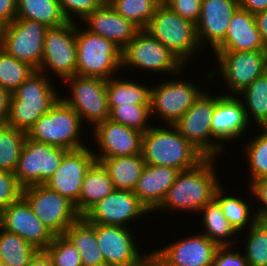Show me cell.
I'll return each mask as SVG.
<instances>
[{
  "label": "cell",
  "instance_id": "obj_39",
  "mask_svg": "<svg viewBox=\"0 0 267 266\" xmlns=\"http://www.w3.org/2000/svg\"><path fill=\"white\" fill-rule=\"evenodd\" d=\"M36 70L0 49V85L11 94Z\"/></svg>",
  "mask_w": 267,
  "mask_h": 266
},
{
  "label": "cell",
  "instance_id": "obj_25",
  "mask_svg": "<svg viewBox=\"0 0 267 266\" xmlns=\"http://www.w3.org/2000/svg\"><path fill=\"white\" fill-rule=\"evenodd\" d=\"M179 172L168 166L146 164L133 192L151 214L160 206Z\"/></svg>",
  "mask_w": 267,
  "mask_h": 266
},
{
  "label": "cell",
  "instance_id": "obj_12",
  "mask_svg": "<svg viewBox=\"0 0 267 266\" xmlns=\"http://www.w3.org/2000/svg\"><path fill=\"white\" fill-rule=\"evenodd\" d=\"M44 51L39 72L54 75L53 82H62L76 75V22L48 28L44 37ZM51 72V73H50ZM50 73V74H49ZM60 78V79H59Z\"/></svg>",
  "mask_w": 267,
  "mask_h": 266
},
{
  "label": "cell",
  "instance_id": "obj_21",
  "mask_svg": "<svg viewBox=\"0 0 267 266\" xmlns=\"http://www.w3.org/2000/svg\"><path fill=\"white\" fill-rule=\"evenodd\" d=\"M133 231L130 227L96 224V240L106 266H130L143 255Z\"/></svg>",
  "mask_w": 267,
  "mask_h": 266
},
{
  "label": "cell",
  "instance_id": "obj_14",
  "mask_svg": "<svg viewBox=\"0 0 267 266\" xmlns=\"http://www.w3.org/2000/svg\"><path fill=\"white\" fill-rule=\"evenodd\" d=\"M69 151L26 137L14 175L22 188L45 184Z\"/></svg>",
  "mask_w": 267,
  "mask_h": 266
},
{
  "label": "cell",
  "instance_id": "obj_52",
  "mask_svg": "<svg viewBox=\"0 0 267 266\" xmlns=\"http://www.w3.org/2000/svg\"><path fill=\"white\" fill-rule=\"evenodd\" d=\"M239 8L256 14L267 9V0H239Z\"/></svg>",
  "mask_w": 267,
  "mask_h": 266
},
{
  "label": "cell",
  "instance_id": "obj_28",
  "mask_svg": "<svg viewBox=\"0 0 267 266\" xmlns=\"http://www.w3.org/2000/svg\"><path fill=\"white\" fill-rule=\"evenodd\" d=\"M114 190L107 170L100 162L95 161L84 176L77 201V212L83 217L94 205Z\"/></svg>",
  "mask_w": 267,
  "mask_h": 266
},
{
  "label": "cell",
  "instance_id": "obj_8",
  "mask_svg": "<svg viewBox=\"0 0 267 266\" xmlns=\"http://www.w3.org/2000/svg\"><path fill=\"white\" fill-rule=\"evenodd\" d=\"M185 70L171 77L156 81L150 87V109L156 124L174 125L205 91L199 83L182 79ZM181 79H180V77ZM171 78V79H170ZM154 116V118H153ZM162 122V123H160Z\"/></svg>",
  "mask_w": 267,
  "mask_h": 266
},
{
  "label": "cell",
  "instance_id": "obj_11",
  "mask_svg": "<svg viewBox=\"0 0 267 266\" xmlns=\"http://www.w3.org/2000/svg\"><path fill=\"white\" fill-rule=\"evenodd\" d=\"M220 93L222 94L216 92L214 94L216 95L215 108L211 122L212 158L223 156L226 149L225 144L231 145V143L237 142V139L240 141V137L242 139L244 135L253 132L251 130L253 125L247 120L242 100L238 96L224 95L223 91Z\"/></svg>",
  "mask_w": 267,
  "mask_h": 266
},
{
  "label": "cell",
  "instance_id": "obj_7",
  "mask_svg": "<svg viewBox=\"0 0 267 266\" xmlns=\"http://www.w3.org/2000/svg\"><path fill=\"white\" fill-rule=\"evenodd\" d=\"M126 67H129L130 71L143 70L145 75L152 72L151 76L156 73L157 76L160 74L159 77L164 74L166 77H172L186 66L149 32L140 29L121 52V71H124V74L128 71Z\"/></svg>",
  "mask_w": 267,
  "mask_h": 266
},
{
  "label": "cell",
  "instance_id": "obj_49",
  "mask_svg": "<svg viewBox=\"0 0 267 266\" xmlns=\"http://www.w3.org/2000/svg\"><path fill=\"white\" fill-rule=\"evenodd\" d=\"M17 0H0V21L5 25L16 19Z\"/></svg>",
  "mask_w": 267,
  "mask_h": 266
},
{
  "label": "cell",
  "instance_id": "obj_53",
  "mask_svg": "<svg viewBox=\"0 0 267 266\" xmlns=\"http://www.w3.org/2000/svg\"><path fill=\"white\" fill-rule=\"evenodd\" d=\"M254 16L262 41L267 47V9L254 14Z\"/></svg>",
  "mask_w": 267,
  "mask_h": 266
},
{
  "label": "cell",
  "instance_id": "obj_18",
  "mask_svg": "<svg viewBox=\"0 0 267 266\" xmlns=\"http://www.w3.org/2000/svg\"><path fill=\"white\" fill-rule=\"evenodd\" d=\"M90 132L92 134L89 133L88 137L92 135L95 146L92 150L97 162L105 158L141 154L143 133L138 130L107 119Z\"/></svg>",
  "mask_w": 267,
  "mask_h": 266
},
{
  "label": "cell",
  "instance_id": "obj_30",
  "mask_svg": "<svg viewBox=\"0 0 267 266\" xmlns=\"http://www.w3.org/2000/svg\"><path fill=\"white\" fill-rule=\"evenodd\" d=\"M202 229L200 233L208 237L218 247L234 246L238 243L237 240L242 238L238 237V233L229 224L228 220L224 217L219 203L213 199L207 203L200 211ZM237 236V237H236ZM233 237V238H232ZM237 239V240H236Z\"/></svg>",
  "mask_w": 267,
  "mask_h": 266
},
{
  "label": "cell",
  "instance_id": "obj_40",
  "mask_svg": "<svg viewBox=\"0 0 267 266\" xmlns=\"http://www.w3.org/2000/svg\"><path fill=\"white\" fill-rule=\"evenodd\" d=\"M109 119L113 122L125 125L142 133L147 131L152 126L150 105L121 104L115 106L110 111Z\"/></svg>",
  "mask_w": 267,
  "mask_h": 266
},
{
  "label": "cell",
  "instance_id": "obj_32",
  "mask_svg": "<svg viewBox=\"0 0 267 266\" xmlns=\"http://www.w3.org/2000/svg\"><path fill=\"white\" fill-rule=\"evenodd\" d=\"M16 19L38 21L48 28L68 22L57 0H17Z\"/></svg>",
  "mask_w": 267,
  "mask_h": 266
},
{
  "label": "cell",
  "instance_id": "obj_38",
  "mask_svg": "<svg viewBox=\"0 0 267 266\" xmlns=\"http://www.w3.org/2000/svg\"><path fill=\"white\" fill-rule=\"evenodd\" d=\"M107 3L119 15L132 21L140 29L148 26L159 6L155 0H109Z\"/></svg>",
  "mask_w": 267,
  "mask_h": 266
},
{
  "label": "cell",
  "instance_id": "obj_33",
  "mask_svg": "<svg viewBox=\"0 0 267 266\" xmlns=\"http://www.w3.org/2000/svg\"><path fill=\"white\" fill-rule=\"evenodd\" d=\"M238 97L243 102L249 123L253 122V127L257 125L256 129L267 127V81L265 77L262 75L255 79Z\"/></svg>",
  "mask_w": 267,
  "mask_h": 266
},
{
  "label": "cell",
  "instance_id": "obj_23",
  "mask_svg": "<svg viewBox=\"0 0 267 266\" xmlns=\"http://www.w3.org/2000/svg\"><path fill=\"white\" fill-rule=\"evenodd\" d=\"M238 8L239 0H202L196 35L203 51L206 47L213 51L225 39L232 15Z\"/></svg>",
  "mask_w": 267,
  "mask_h": 266
},
{
  "label": "cell",
  "instance_id": "obj_20",
  "mask_svg": "<svg viewBox=\"0 0 267 266\" xmlns=\"http://www.w3.org/2000/svg\"><path fill=\"white\" fill-rule=\"evenodd\" d=\"M92 147L69 151L62 159L59 168L44 184L75 205L81 192L86 171L96 161Z\"/></svg>",
  "mask_w": 267,
  "mask_h": 266
},
{
  "label": "cell",
  "instance_id": "obj_17",
  "mask_svg": "<svg viewBox=\"0 0 267 266\" xmlns=\"http://www.w3.org/2000/svg\"><path fill=\"white\" fill-rule=\"evenodd\" d=\"M205 90L173 125L178 132L206 158H212V113L215 96Z\"/></svg>",
  "mask_w": 267,
  "mask_h": 266
},
{
  "label": "cell",
  "instance_id": "obj_42",
  "mask_svg": "<svg viewBox=\"0 0 267 266\" xmlns=\"http://www.w3.org/2000/svg\"><path fill=\"white\" fill-rule=\"evenodd\" d=\"M76 250L97 249L96 224L80 217L63 234Z\"/></svg>",
  "mask_w": 267,
  "mask_h": 266
},
{
  "label": "cell",
  "instance_id": "obj_13",
  "mask_svg": "<svg viewBox=\"0 0 267 266\" xmlns=\"http://www.w3.org/2000/svg\"><path fill=\"white\" fill-rule=\"evenodd\" d=\"M22 196L54 236L63 235L81 217L72 202L44 184L23 188Z\"/></svg>",
  "mask_w": 267,
  "mask_h": 266
},
{
  "label": "cell",
  "instance_id": "obj_1",
  "mask_svg": "<svg viewBox=\"0 0 267 266\" xmlns=\"http://www.w3.org/2000/svg\"><path fill=\"white\" fill-rule=\"evenodd\" d=\"M217 160L219 159L205 158L197 166L180 171L164 200L152 214L167 213L164 211L168 210L172 214L183 211L198 215L214 199L216 190L223 184L218 176Z\"/></svg>",
  "mask_w": 267,
  "mask_h": 266
},
{
  "label": "cell",
  "instance_id": "obj_29",
  "mask_svg": "<svg viewBox=\"0 0 267 266\" xmlns=\"http://www.w3.org/2000/svg\"><path fill=\"white\" fill-rule=\"evenodd\" d=\"M112 77L106 80L108 107L111 111L118 105H150V87L143 80Z\"/></svg>",
  "mask_w": 267,
  "mask_h": 266
},
{
  "label": "cell",
  "instance_id": "obj_59",
  "mask_svg": "<svg viewBox=\"0 0 267 266\" xmlns=\"http://www.w3.org/2000/svg\"><path fill=\"white\" fill-rule=\"evenodd\" d=\"M109 0H102L103 3H107Z\"/></svg>",
  "mask_w": 267,
  "mask_h": 266
},
{
  "label": "cell",
  "instance_id": "obj_10",
  "mask_svg": "<svg viewBox=\"0 0 267 266\" xmlns=\"http://www.w3.org/2000/svg\"><path fill=\"white\" fill-rule=\"evenodd\" d=\"M63 82L69 87L70 94L65 96L64 91L60 94V99L79 114L83 124L86 123L92 130L98 123L109 119L106 79L74 75L63 80L62 84Z\"/></svg>",
  "mask_w": 267,
  "mask_h": 266
},
{
  "label": "cell",
  "instance_id": "obj_37",
  "mask_svg": "<svg viewBox=\"0 0 267 266\" xmlns=\"http://www.w3.org/2000/svg\"><path fill=\"white\" fill-rule=\"evenodd\" d=\"M248 234H246V233ZM242 251L249 266H267V220L258 219L245 230ZM247 236V237H246Z\"/></svg>",
  "mask_w": 267,
  "mask_h": 266
},
{
  "label": "cell",
  "instance_id": "obj_31",
  "mask_svg": "<svg viewBox=\"0 0 267 266\" xmlns=\"http://www.w3.org/2000/svg\"><path fill=\"white\" fill-rule=\"evenodd\" d=\"M107 170L115 189L133 191L146 162L142 154L105 158L100 161Z\"/></svg>",
  "mask_w": 267,
  "mask_h": 266
},
{
  "label": "cell",
  "instance_id": "obj_46",
  "mask_svg": "<svg viewBox=\"0 0 267 266\" xmlns=\"http://www.w3.org/2000/svg\"><path fill=\"white\" fill-rule=\"evenodd\" d=\"M237 246H223L216 249L213 266H249L244 253Z\"/></svg>",
  "mask_w": 267,
  "mask_h": 266
},
{
  "label": "cell",
  "instance_id": "obj_45",
  "mask_svg": "<svg viewBox=\"0 0 267 266\" xmlns=\"http://www.w3.org/2000/svg\"><path fill=\"white\" fill-rule=\"evenodd\" d=\"M248 190L250 196L252 195L255 200H251V202L256 201L253 206L254 207L256 216L258 219L267 220V178H261L258 180H254L251 182L247 181Z\"/></svg>",
  "mask_w": 267,
  "mask_h": 266
},
{
  "label": "cell",
  "instance_id": "obj_3",
  "mask_svg": "<svg viewBox=\"0 0 267 266\" xmlns=\"http://www.w3.org/2000/svg\"><path fill=\"white\" fill-rule=\"evenodd\" d=\"M52 78L35 71L12 93L7 125L27 133L56 104L61 93Z\"/></svg>",
  "mask_w": 267,
  "mask_h": 266
},
{
  "label": "cell",
  "instance_id": "obj_58",
  "mask_svg": "<svg viewBox=\"0 0 267 266\" xmlns=\"http://www.w3.org/2000/svg\"><path fill=\"white\" fill-rule=\"evenodd\" d=\"M0 266H7V265H6V264H4V263H1V262H0Z\"/></svg>",
  "mask_w": 267,
  "mask_h": 266
},
{
  "label": "cell",
  "instance_id": "obj_56",
  "mask_svg": "<svg viewBox=\"0 0 267 266\" xmlns=\"http://www.w3.org/2000/svg\"><path fill=\"white\" fill-rule=\"evenodd\" d=\"M159 5H166L170 0H155Z\"/></svg>",
  "mask_w": 267,
  "mask_h": 266
},
{
  "label": "cell",
  "instance_id": "obj_2",
  "mask_svg": "<svg viewBox=\"0 0 267 266\" xmlns=\"http://www.w3.org/2000/svg\"><path fill=\"white\" fill-rule=\"evenodd\" d=\"M141 154L147 165L168 166L179 171L191 169L206 158L173 125H152L145 131Z\"/></svg>",
  "mask_w": 267,
  "mask_h": 266
},
{
  "label": "cell",
  "instance_id": "obj_35",
  "mask_svg": "<svg viewBox=\"0 0 267 266\" xmlns=\"http://www.w3.org/2000/svg\"><path fill=\"white\" fill-rule=\"evenodd\" d=\"M251 138L243 146L244 155L247 160L246 168L249 170V181L267 178V127H259ZM261 132V133H260Z\"/></svg>",
  "mask_w": 267,
  "mask_h": 266
},
{
  "label": "cell",
  "instance_id": "obj_16",
  "mask_svg": "<svg viewBox=\"0 0 267 266\" xmlns=\"http://www.w3.org/2000/svg\"><path fill=\"white\" fill-rule=\"evenodd\" d=\"M146 214L150 212L133 191L115 189L83 217L90 223L131 228L132 223Z\"/></svg>",
  "mask_w": 267,
  "mask_h": 266
},
{
  "label": "cell",
  "instance_id": "obj_54",
  "mask_svg": "<svg viewBox=\"0 0 267 266\" xmlns=\"http://www.w3.org/2000/svg\"><path fill=\"white\" fill-rule=\"evenodd\" d=\"M27 266H53V263L45 250H39Z\"/></svg>",
  "mask_w": 267,
  "mask_h": 266
},
{
  "label": "cell",
  "instance_id": "obj_44",
  "mask_svg": "<svg viewBox=\"0 0 267 266\" xmlns=\"http://www.w3.org/2000/svg\"><path fill=\"white\" fill-rule=\"evenodd\" d=\"M22 189L14 173L0 171V212L22 196Z\"/></svg>",
  "mask_w": 267,
  "mask_h": 266
},
{
  "label": "cell",
  "instance_id": "obj_51",
  "mask_svg": "<svg viewBox=\"0 0 267 266\" xmlns=\"http://www.w3.org/2000/svg\"><path fill=\"white\" fill-rule=\"evenodd\" d=\"M130 266H166L162 257L155 251H146L135 263Z\"/></svg>",
  "mask_w": 267,
  "mask_h": 266
},
{
  "label": "cell",
  "instance_id": "obj_57",
  "mask_svg": "<svg viewBox=\"0 0 267 266\" xmlns=\"http://www.w3.org/2000/svg\"><path fill=\"white\" fill-rule=\"evenodd\" d=\"M263 76L265 77L266 81H267V63L263 72Z\"/></svg>",
  "mask_w": 267,
  "mask_h": 266
},
{
  "label": "cell",
  "instance_id": "obj_36",
  "mask_svg": "<svg viewBox=\"0 0 267 266\" xmlns=\"http://www.w3.org/2000/svg\"><path fill=\"white\" fill-rule=\"evenodd\" d=\"M26 137L22 130L0 126V171L14 173Z\"/></svg>",
  "mask_w": 267,
  "mask_h": 266
},
{
  "label": "cell",
  "instance_id": "obj_6",
  "mask_svg": "<svg viewBox=\"0 0 267 266\" xmlns=\"http://www.w3.org/2000/svg\"><path fill=\"white\" fill-rule=\"evenodd\" d=\"M81 26V27H80ZM82 28V29H81ZM76 75L110 79L121 72L122 50L76 23Z\"/></svg>",
  "mask_w": 267,
  "mask_h": 266
},
{
  "label": "cell",
  "instance_id": "obj_22",
  "mask_svg": "<svg viewBox=\"0 0 267 266\" xmlns=\"http://www.w3.org/2000/svg\"><path fill=\"white\" fill-rule=\"evenodd\" d=\"M192 234L155 249L166 266H213L218 246L200 232Z\"/></svg>",
  "mask_w": 267,
  "mask_h": 266
},
{
  "label": "cell",
  "instance_id": "obj_19",
  "mask_svg": "<svg viewBox=\"0 0 267 266\" xmlns=\"http://www.w3.org/2000/svg\"><path fill=\"white\" fill-rule=\"evenodd\" d=\"M0 227L19 235L38 250H45L54 238L23 196L0 212Z\"/></svg>",
  "mask_w": 267,
  "mask_h": 266
},
{
  "label": "cell",
  "instance_id": "obj_43",
  "mask_svg": "<svg viewBox=\"0 0 267 266\" xmlns=\"http://www.w3.org/2000/svg\"><path fill=\"white\" fill-rule=\"evenodd\" d=\"M68 22H81L86 16L98 9L102 0H57Z\"/></svg>",
  "mask_w": 267,
  "mask_h": 266
},
{
  "label": "cell",
  "instance_id": "obj_27",
  "mask_svg": "<svg viewBox=\"0 0 267 266\" xmlns=\"http://www.w3.org/2000/svg\"><path fill=\"white\" fill-rule=\"evenodd\" d=\"M224 185V186H223ZM225 190V182L215 192L214 199L219 203L224 217L228 220L229 224L239 234H243L242 231L248 230L257 220V216L250 200L240 194L238 191H234V194L228 193ZM237 193V196L236 194ZM240 195V196H239ZM248 202V203H247ZM246 227V228H245Z\"/></svg>",
  "mask_w": 267,
  "mask_h": 266
},
{
  "label": "cell",
  "instance_id": "obj_55",
  "mask_svg": "<svg viewBox=\"0 0 267 266\" xmlns=\"http://www.w3.org/2000/svg\"><path fill=\"white\" fill-rule=\"evenodd\" d=\"M4 23L0 21V49L2 48L3 45V29H4Z\"/></svg>",
  "mask_w": 267,
  "mask_h": 266
},
{
  "label": "cell",
  "instance_id": "obj_34",
  "mask_svg": "<svg viewBox=\"0 0 267 266\" xmlns=\"http://www.w3.org/2000/svg\"><path fill=\"white\" fill-rule=\"evenodd\" d=\"M39 250L17 234L0 227V262L7 266H27Z\"/></svg>",
  "mask_w": 267,
  "mask_h": 266
},
{
  "label": "cell",
  "instance_id": "obj_50",
  "mask_svg": "<svg viewBox=\"0 0 267 266\" xmlns=\"http://www.w3.org/2000/svg\"><path fill=\"white\" fill-rule=\"evenodd\" d=\"M12 94L0 85V126L7 125Z\"/></svg>",
  "mask_w": 267,
  "mask_h": 266
},
{
  "label": "cell",
  "instance_id": "obj_24",
  "mask_svg": "<svg viewBox=\"0 0 267 266\" xmlns=\"http://www.w3.org/2000/svg\"><path fill=\"white\" fill-rule=\"evenodd\" d=\"M89 32L106 38L123 50L140 30L132 21L119 15L108 3L86 16L81 22Z\"/></svg>",
  "mask_w": 267,
  "mask_h": 266
},
{
  "label": "cell",
  "instance_id": "obj_4",
  "mask_svg": "<svg viewBox=\"0 0 267 266\" xmlns=\"http://www.w3.org/2000/svg\"><path fill=\"white\" fill-rule=\"evenodd\" d=\"M85 126L79 114L59 99L46 114L36 120L26 136L68 151L78 150L89 146L84 138L86 133L83 130L88 128Z\"/></svg>",
  "mask_w": 267,
  "mask_h": 266
},
{
  "label": "cell",
  "instance_id": "obj_9",
  "mask_svg": "<svg viewBox=\"0 0 267 266\" xmlns=\"http://www.w3.org/2000/svg\"><path fill=\"white\" fill-rule=\"evenodd\" d=\"M145 30L186 67L189 66L188 62L197 56V52L202 50L197 40L196 25L176 14L167 5H159L156 8Z\"/></svg>",
  "mask_w": 267,
  "mask_h": 266
},
{
  "label": "cell",
  "instance_id": "obj_5",
  "mask_svg": "<svg viewBox=\"0 0 267 266\" xmlns=\"http://www.w3.org/2000/svg\"><path fill=\"white\" fill-rule=\"evenodd\" d=\"M216 65L215 69L204 74V80L219 79L226 86L224 95L238 96L255 79L263 75L267 63V50L255 51H211ZM214 70V71H213ZM219 77V78H218ZM218 78V79H217ZM221 78V81H220ZM229 91H227V90Z\"/></svg>",
  "mask_w": 267,
  "mask_h": 266
},
{
  "label": "cell",
  "instance_id": "obj_47",
  "mask_svg": "<svg viewBox=\"0 0 267 266\" xmlns=\"http://www.w3.org/2000/svg\"><path fill=\"white\" fill-rule=\"evenodd\" d=\"M166 5L176 14L195 25L199 21L202 0H170Z\"/></svg>",
  "mask_w": 267,
  "mask_h": 266
},
{
  "label": "cell",
  "instance_id": "obj_26",
  "mask_svg": "<svg viewBox=\"0 0 267 266\" xmlns=\"http://www.w3.org/2000/svg\"><path fill=\"white\" fill-rule=\"evenodd\" d=\"M267 50L257 28L255 16L238 8L232 15L225 39L213 51Z\"/></svg>",
  "mask_w": 267,
  "mask_h": 266
},
{
  "label": "cell",
  "instance_id": "obj_15",
  "mask_svg": "<svg viewBox=\"0 0 267 266\" xmlns=\"http://www.w3.org/2000/svg\"><path fill=\"white\" fill-rule=\"evenodd\" d=\"M47 29L48 27L38 21L15 19L4 25L2 49L38 71Z\"/></svg>",
  "mask_w": 267,
  "mask_h": 266
},
{
  "label": "cell",
  "instance_id": "obj_41",
  "mask_svg": "<svg viewBox=\"0 0 267 266\" xmlns=\"http://www.w3.org/2000/svg\"><path fill=\"white\" fill-rule=\"evenodd\" d=\"M45 251L53 266H82L79 252L64 235L54 236Z\"/></svg>",
  "mask_w": 267,
  "mask_h": 266
},
{
  "label": "cell",
  "instance_id": "obj_48",
  "mask_svg": "<svg viewBox=\"0 0 267 266\" xmlns=\"http://www.w3.org/2000/svg\"><path fill=\"white\" fill-rule=\"evenodd\" d=\"M77 251L80 254L82 266H106L99 247L97 249Z\"/></svg>",
  "mask_w": 267,
  "mask_h": 266
}]
</instances>
